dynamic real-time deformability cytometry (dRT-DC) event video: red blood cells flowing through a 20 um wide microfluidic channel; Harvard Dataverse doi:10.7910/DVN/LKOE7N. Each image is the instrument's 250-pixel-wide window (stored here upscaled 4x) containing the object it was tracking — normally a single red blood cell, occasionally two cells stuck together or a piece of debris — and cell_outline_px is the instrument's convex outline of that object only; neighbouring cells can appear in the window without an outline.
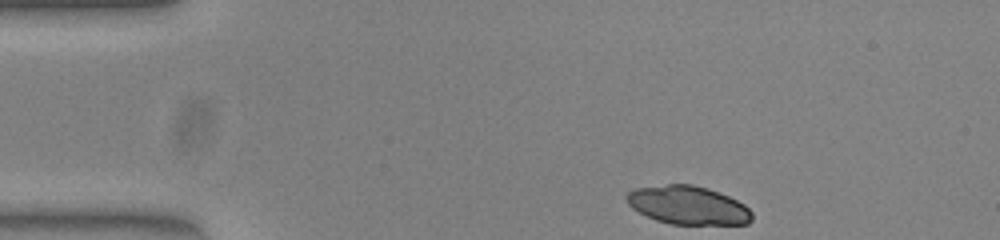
{"species": "common noctule bat (a hibernating species)", "species_latin": "Nyctalus noctula", "temperature_condition": "warm", "stored_images_in_passage": 44, "camera_frame_rate_fps": 3000, "um_per_image_px": 0.085, "animal": {"sex": "female", "body_mass_g": 23.0, "forearm_length_mm": 53.4}, "frame": {"image": 1, "passage_image": 1, "time_ms": 0.0, "image_size_px": [1000, 240], "cell_outline_px": [[752, 220], [748, 224], [672, 224], [656, 220], [632, 208], [628, 204], [624, 196], [628, 192], [636, 188], [668, 184], [692, 184], [708, 188], [728, 196], [744, 204], [752, 212]], "centroid_in_image_um": [58.48, 17.44], "position_along_channel_um": 26.5, "area_um2": 28.03}}